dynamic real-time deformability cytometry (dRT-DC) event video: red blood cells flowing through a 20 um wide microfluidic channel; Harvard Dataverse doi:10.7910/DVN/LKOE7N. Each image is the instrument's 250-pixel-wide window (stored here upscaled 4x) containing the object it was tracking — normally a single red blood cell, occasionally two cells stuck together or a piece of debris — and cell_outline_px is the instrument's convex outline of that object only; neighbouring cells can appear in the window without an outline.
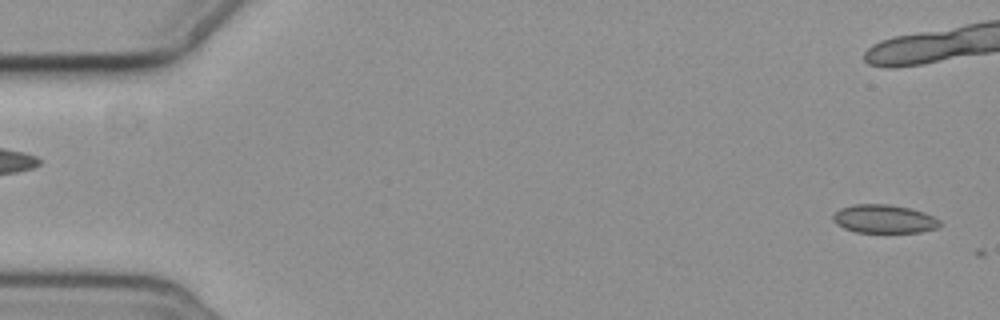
{"species": "common noctule bat (a hibernating species)", "species_latin": "Nyctalus noctula", "temperature_condition": "cold", "stored_images_in_passage": 6, "camera_frame_rate_fps": 3000, "um_per_image_px": 0.085, "animal": {"sex": "female", "body_mass_g": 19.3, "forearm_length_mm": 54.1}, "frame": {"image": 1, "passage_image": 6, "time_ms": 6.0, "image_size_px": [1000, 320], "cell_outline_px": [[944, 224], [936, 228], [920, 232], [856, 232], [844, 228], [836, 224], [832, 220], [832, 216], [840, 208], [852, 204], [888, 204], [908, 208], [924, 212], [940, 220]], "centroid_in_image_um": [75.14, 18.61], "position_along_channel_um": 9.9, "area_um2": 17.74}}